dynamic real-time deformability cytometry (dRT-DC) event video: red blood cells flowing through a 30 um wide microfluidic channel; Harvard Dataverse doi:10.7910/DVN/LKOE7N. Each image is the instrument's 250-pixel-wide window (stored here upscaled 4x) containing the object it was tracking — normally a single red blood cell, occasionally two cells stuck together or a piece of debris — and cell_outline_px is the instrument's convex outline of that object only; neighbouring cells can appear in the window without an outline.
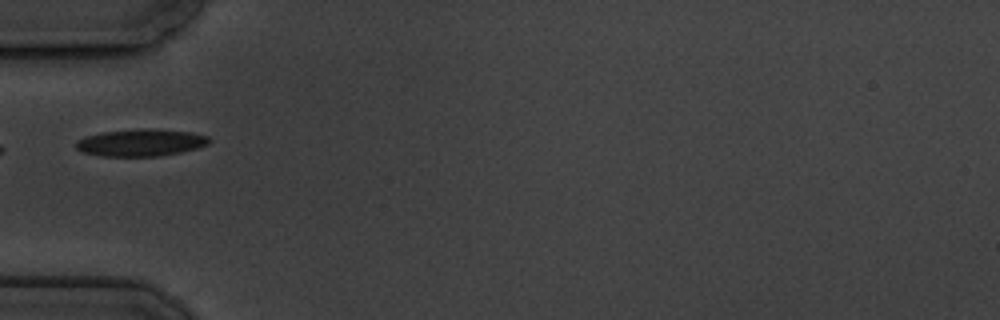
{"species": "common noctule bat (a hibernating species)", "species_latin": "Nyctalus noctula", "temperature_condition": "cold", "stored_images_in_passage": 12, "camera_frame_rate_fps": 3000, "um_per_image_px": 0.085, "animal": {"sex": "male", "body_mass_g": 19.5, "forearm_length_mm": 54.6}, "frame": {"image": 1, "passage_image": 6, "time_ms": 6.333, "image_size_px": [1000, 320], "cell_outline_px": [[212, 140], [208, 144], [196, 148], [180, 152], [160, 156], [100, 156], [80, 152], [76, 148], [76, 140], [100, 132], [140, 128], [152, 128], [192, 132], [208, 136]], "centroid_in_image_um": [11.96, 12.11], "position_along_channel_um": 73.0, "area_um2": 21.27}}
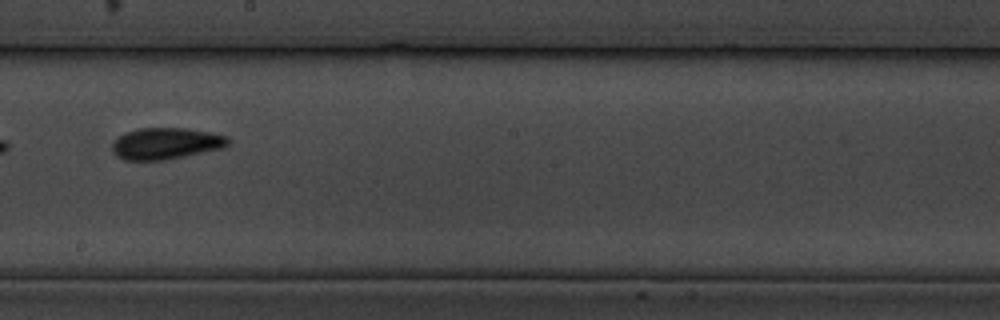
{"frame": {"image": 2, "passage_image": 10, "time_ms": 11.0, "image_size_px": [1000, 320], "cell_outline_px": [[228, 144], [220, 148], [184, 156], [164, 160], [124, 160], [116, 156], [112, 148], [112, 144], [124, 132], [136, 128], [184, 128], [212, 132], [228, 136]], "centroid_in_image_um": [14.07, 12.18], "position_along_channel_um": 234.1, "area_um2": 21.15}}
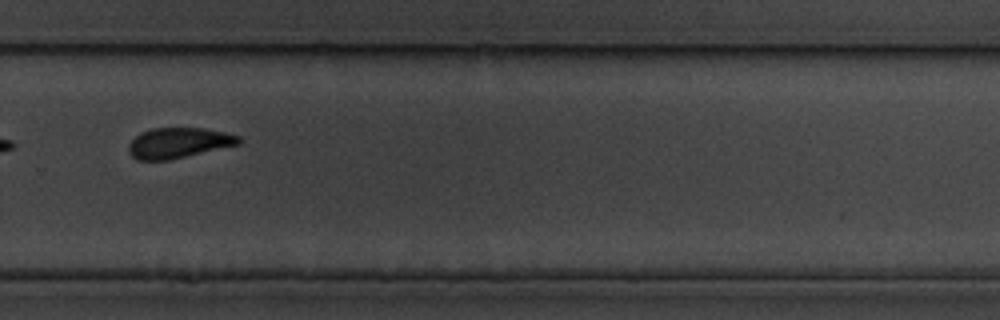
{"frame": {"image": 3, "passage_image": 12, "time_ms": 13.333, "image_size_px": [1000, 320], "cell_outline_px": [[240, 144], [168, 160], [136, 160], [128, 152], [128, 144], [140, 132], [152, 128], [204, 128], [224, 132], [240, 136]], "centroid_in_image_um": [15.15, 12.14], "position_along_channel_um": 314.7, "area_um2": 19.48}}